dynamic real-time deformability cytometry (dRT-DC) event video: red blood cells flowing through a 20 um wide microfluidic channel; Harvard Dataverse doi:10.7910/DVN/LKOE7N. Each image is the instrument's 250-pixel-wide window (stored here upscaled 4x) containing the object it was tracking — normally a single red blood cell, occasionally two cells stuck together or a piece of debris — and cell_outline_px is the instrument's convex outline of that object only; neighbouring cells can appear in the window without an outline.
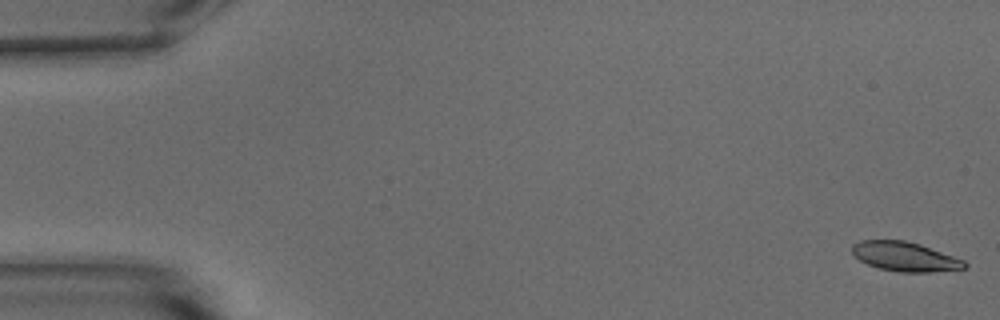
{"species": "common noctule bat (a hibernating species)", "species_latin": "Nyctalus noctula", "temperature_condition": "warm", "stored_images_in_passage": 54, "camera_frame_rate_fps": 3000, "um_per_image_px": 0.085, "animal": {"sex": "male", "body_mass_g": 15.6}, "frame": {"image": 1, "passage_image": 1, "time_ms": 0.0, "image_size_px": [1000, 320], "cell_outline_px": [[968, 268], [932, 272], [900, 272], [880, 268], [868, 264], [860, 260], [852, 252], [852, 244], [860, 240], [904, 240], [920, 244], [964, 260], [968, 264]], "centroid_in_image_um": [76.94, 21.81], "position_along_channel_um": 8.1, "area_um2": 19.19}}
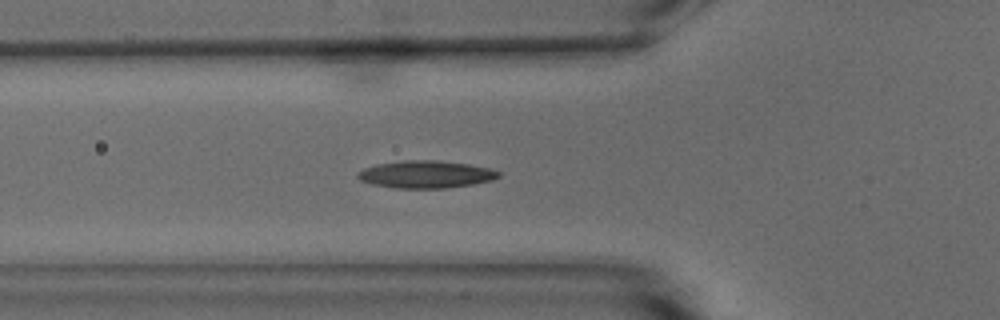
{"frame": {"image": 2, "passage_image": 19, "time_ms": 6.0, "image_size_px": [1000, 320], "cell_outline_px": [[500, 176], [492, 180], [472, 184], [444, 188], [396, 188], [372, 184], [360, 180], [356, 176], [356, 172], [364, 168], [376, 164], [404, 160], [436, 160], [468, 164], [488, 168], [500, 172]], "centroid_in_image_um": [36.15, 14.82], "position_along_channel_um": 89.6, "area_um2": 22.43}}
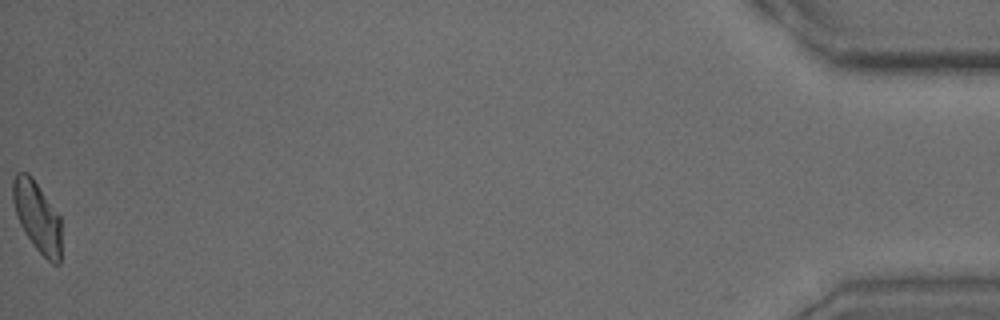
{"frame": {"image": 3, "passage_image": 54, "time_ms": 17.667, "image_size_px": [1000, 320], "cell_outline_px": [[60, 264], [52, 264], [36, 248], [24, 232], [20, 224], [12, 200], [12, 180], [16, 172], [28, 172], [32, 176], [60, 216]], "centroid_in_image_um": [3.15, 18.38], "position_along_channel_um": 432.1, "area_um2": 19.83}, "authors_computed_cell_mechanics": {"area_um2": 20.6346, "velocity_mm_per_s": 3.7687, "shape_relaxation_time_tau1_ms": 7.9706, "shape_relaxation_time_tau2_ms": 3.3334, "deformation_change_tau1": 0.1966, "deformation_change_tau2": 0.1085}}